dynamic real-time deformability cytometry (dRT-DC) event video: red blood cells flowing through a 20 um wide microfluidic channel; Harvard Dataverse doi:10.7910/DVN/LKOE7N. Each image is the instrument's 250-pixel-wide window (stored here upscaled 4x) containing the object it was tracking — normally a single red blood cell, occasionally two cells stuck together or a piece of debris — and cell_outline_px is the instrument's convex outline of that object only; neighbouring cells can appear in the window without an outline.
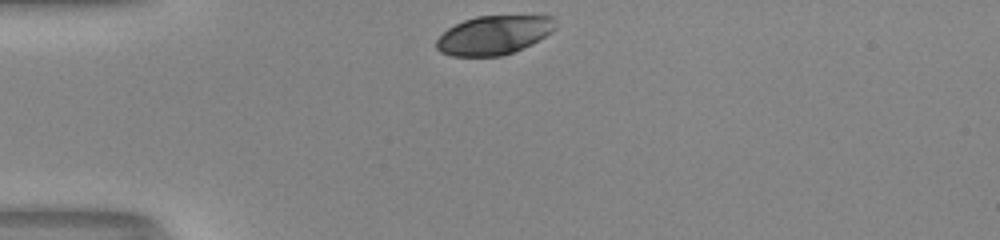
{"species": "human", "species_latin": "Homo sapiens", "temperature_condition": "room temperature", "stored_images_in_passage": 30, "camera_frame_rate_fps": 3000, "um_per_image_px": 0.085, "donor": {"sex": "male"}, "frame": {"image": 1, "passage_image": 1, "time_ms": 0.0, "image_size_px": [1000, 240], "cell_outline_px": [[556, 28], [552, 32], [512, 52], [500, 56], [452, 56], [440, 52], [436, 48], [436, 40], [448, 28], [464, 20], [476, 16], [552, 16]], "centroid_in_image_um": [41.93, 2.98], "position_along_channel_um": 43.1, "area_um2": 26.53}}
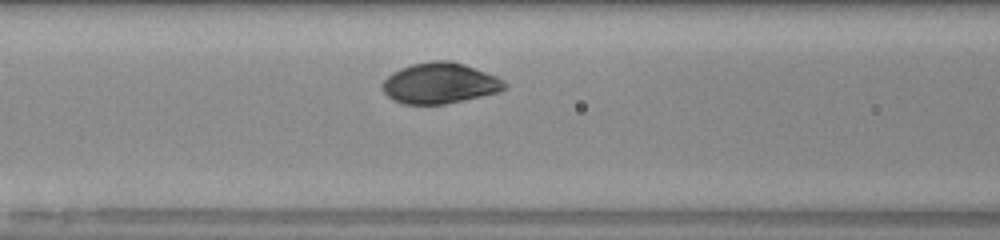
{"frame": {"image": 2, "passage_image": 10, "time_ms": 3.0, "image_size_px": [1000, 240], "cell_outline_px": [[508, 88], [500, 92], [444, 104], [404, 104], [392, 100], [384, 92], [384, 80], [392, 72], [400, 68], [412, 64], [432, 60], [452, 60], [464, 64], [496, 76], [508, 84]], "centroid_in_image_um": [37.41, 7.07], "position_along_channel_um": 129.2, "area_um2": 29.02}}
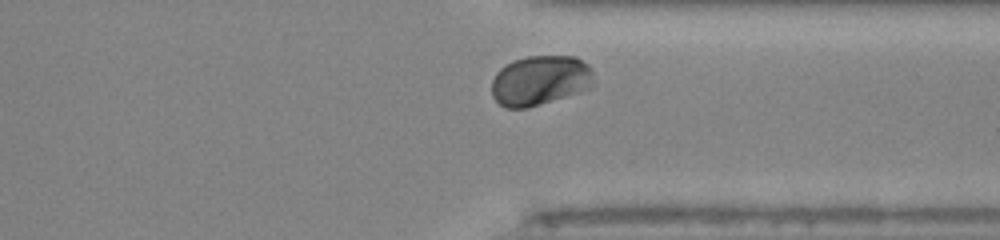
{"frame": {"image": 3, "passage_image": 28, "time_ms": 9.0, "image_size_px": [1000, 240], "cell_outline_px": [[592, 88], [528, 108], [504, 108], [492, 96], [492, 80], [496, 72], [500, 68], [512, 60], [528, 56], [576, 56], [588, 64], [592, 68]], "centroid_in_image_um": [45.9, 6.83], "position_along_channel_um": 365.5, "area_um2": 29.88}, "authors_computed_cell_mechanics": {"area_um2": 29.478, "velocity_mm_per_s": 3.933, "shape_relaxation_time_tau1_ms": 2.0108, "shape_relaxation_time_tau2_ms": null, "deformation_change_tau1": 0.1222, "deformation_change_tau2": null}}